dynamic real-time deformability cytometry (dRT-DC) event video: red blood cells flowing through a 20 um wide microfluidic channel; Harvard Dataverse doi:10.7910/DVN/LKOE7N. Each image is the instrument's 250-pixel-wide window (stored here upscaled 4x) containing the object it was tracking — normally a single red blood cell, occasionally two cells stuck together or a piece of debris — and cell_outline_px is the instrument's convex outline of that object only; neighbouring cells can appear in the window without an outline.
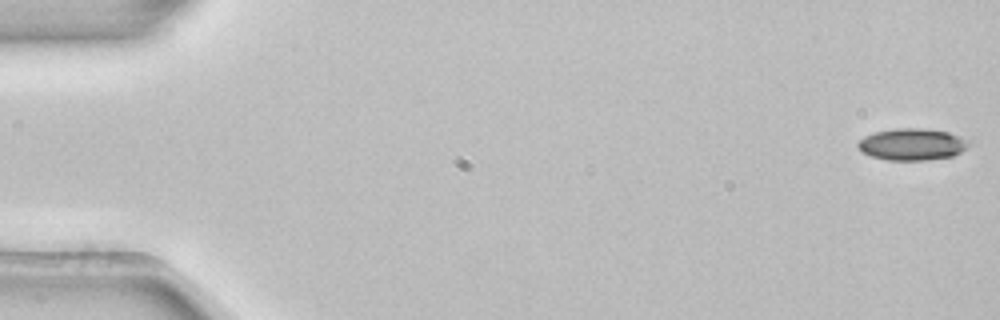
{"species": "common noctule bat (a hibernating species)", "species_latin": "Nyctalus noctula", "temperature_condition": "room temperature", "stored_images_in_passage": 21, "camera_frame_rate_fps": 3000, "um_per_image_px": 0.085, "animal": {"sex": "female", "body_mass_g": 22.7, "forearm_length_mm": 54.2}, "frame": {"image": 1, "passage_image": 1, "time_ms": 0.0, "image_size_px": [1000, 320], "cell_outline_px": [[972, 144], [960, 152], [952, 156], [928, 160], [888, 160], [872, 156], [864, 152], [856, 144], [864, 136], [876, 132], [896, 128], [924, 128], [948, 132], [968, 140]], "centroid_in_image_um": [77.56, 12.26], "position_along_channel_um": 7.4, "area_um2": 20.4}}
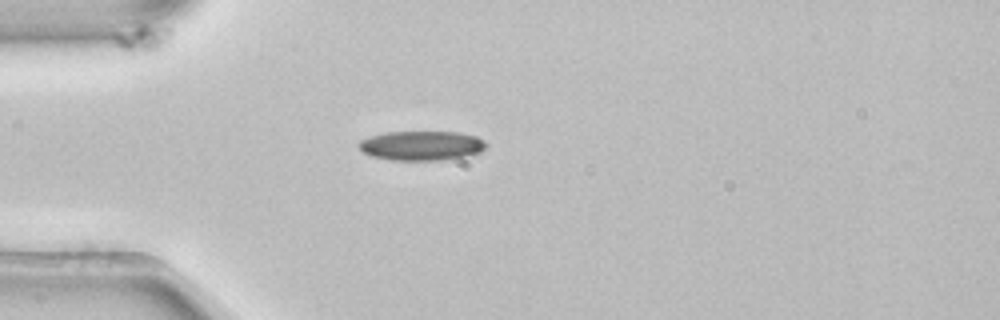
{"frame": {"image": 2, "passage_image": 15, "time_ms": 4.667, "image_size_px": [1000, 320], "cell_outline_px": [[488, 144], [480, 152], [464, 156], [440, 160], [392, 160], [372, 156], [364, 152], [356, 144], [360, 140], [368, 136], [384, 132], [460, 132], [476, 136], [484, 140]], "centroid_in_image_um": [35.81, 12.36], "position_along_channel_um": 49.2, "area_um2": 21.91}}